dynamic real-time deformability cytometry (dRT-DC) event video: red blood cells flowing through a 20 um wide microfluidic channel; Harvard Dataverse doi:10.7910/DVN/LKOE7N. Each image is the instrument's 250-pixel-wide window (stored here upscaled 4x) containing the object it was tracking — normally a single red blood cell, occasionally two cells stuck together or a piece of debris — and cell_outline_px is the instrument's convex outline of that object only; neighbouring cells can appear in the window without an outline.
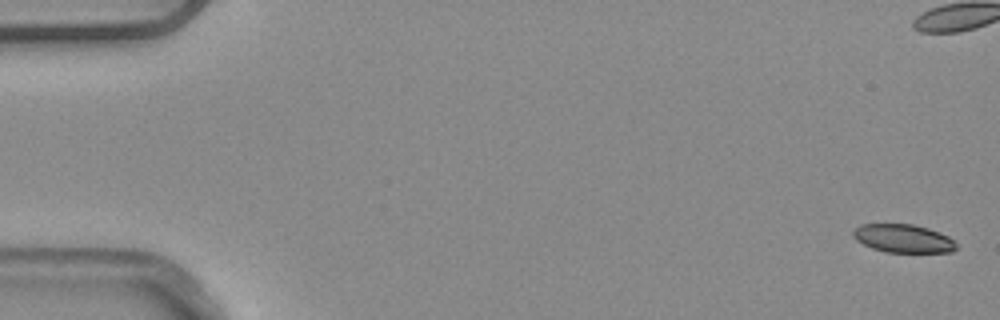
{"species": "common noctule bat (a hibernating species)", "species_latin": "Nyctalus noctula", "temperature_condition": "warm", "stored_images_in_passage": 4, "camera_frame_rate_fps": 3000, "um_per_image_px": 0.085, "animal": {"sex": "male", "body_mass_g": 20.4}, "frame": {"image": 1, "passage_image": 1, "time_ms": 0.0, "image_size_px": [1000, 320], "cell_outline_px": [[956, 248], [952, 252], [884, 252], [872, 248], [856, 240], [852, 236], [852, 232], [860, 224], [912, 224], [928, 228], [940, 232], [948, 236], [956, 244]], "centroid_in_image_um": [76.76, 20.27], "position_along_channel_um": 8.2, "area_um2": 16.99}}